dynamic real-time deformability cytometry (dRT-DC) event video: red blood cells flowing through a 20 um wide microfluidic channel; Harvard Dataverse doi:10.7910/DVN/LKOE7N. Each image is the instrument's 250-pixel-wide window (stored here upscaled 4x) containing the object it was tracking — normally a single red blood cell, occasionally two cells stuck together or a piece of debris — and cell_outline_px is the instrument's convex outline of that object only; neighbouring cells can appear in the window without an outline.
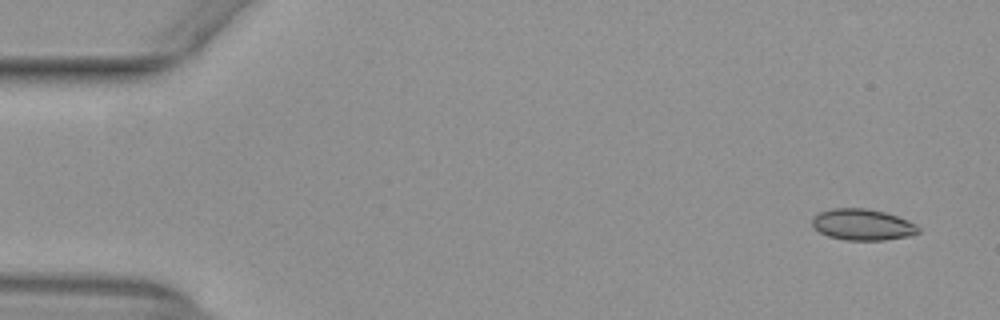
{"species": "common noctule bat (a hibernating species)", "species_latin": "Nyctalus noctula", "temperature_condition": "warm", "stored_images_in_passage": 10, "camera_frame_rate_fps": 3000, "um_per_image_px": 0.085, "animal": {"sex": "female", "body_mass_g": 29.2, "forearm_length_mm": 56.3}, "frame": {"image": 1, "passage_image": 2, "time_ms": 0.333, "image_size_px": [1000, 320], "cell_outline_px": [[920, 232], [912, 236], [884, 240], [844, 240], [828, 236], [812, 228], [812, 216], [820, 212], [832, 208], [868, 208], [884, 212], [908, 220], [916, 224], [920, 228]], "centroid_in_image_um": [73.31, 19.1], "position_along_channel_um": 11.7, "area_um2": 19.59}}